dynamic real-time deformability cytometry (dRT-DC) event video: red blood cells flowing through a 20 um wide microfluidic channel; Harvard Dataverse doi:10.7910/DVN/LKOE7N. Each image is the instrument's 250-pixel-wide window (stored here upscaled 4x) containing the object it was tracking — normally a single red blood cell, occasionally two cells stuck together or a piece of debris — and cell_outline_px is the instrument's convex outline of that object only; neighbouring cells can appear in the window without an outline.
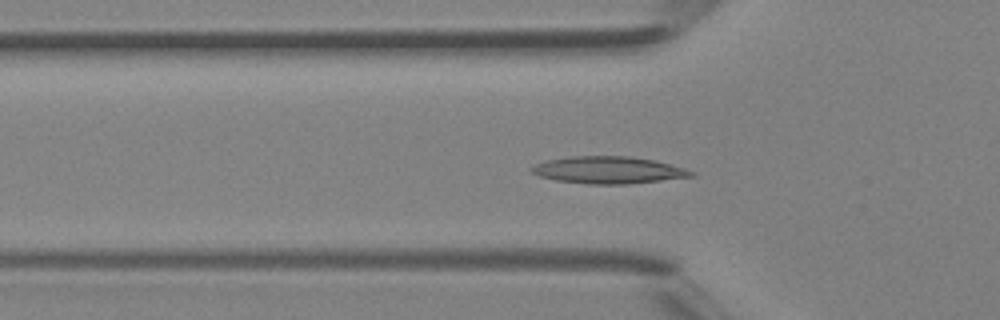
{"species": "Egyptian fruit bat (a non-hibernating species)", "species_latin": "Rousettus aegyptiacus", "temperature_condition": "room temperature", "stored_images_in_passage": 43, "camera_frame_rate_fps": 3000, "um_per_image_px": 0.085, "animal": {"sex": "female"}, "frame": {"image": 1, "passage_image": 13, "time_ms": 4.0, "image_size_px": [1000, 320], "cell_outline_px": [[696, 176], [628, 184], [588, 184], [556, 180], [540, 176], [532, 172], [528, 168], [536, 164], [548, 160], [572, 156], [628, 156], [656, 160], [684, 168], [696, 172]], "centroid_in_image_um": [51.75, 14.45], "position_along_channel_um": 74.1, "area_um2": 25.2}}
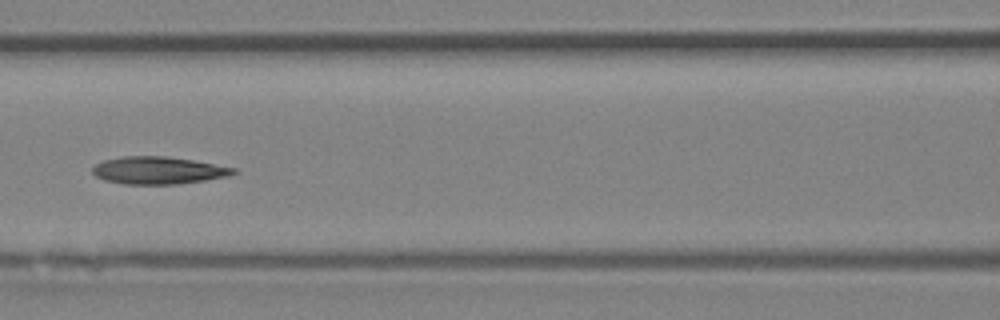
{"frame": {"image": 2, "passage_image": 18, "time_ms": 5.667, "image_size_px": [1000, 320], "cell_outline_px": [[236, 172], [228, 176], [204, 180], [176, 184], [124, 184], [104, 180], [96, 176], [92, 172], [92, 168], [96, 164], [104, 160], [120, 156], [168, 156], [192, 160], [236, 168]], "centroid_in_image_um": [13.42, 14.48], "position_along_channel_um": 153.2, "area_um2": 22.43}}
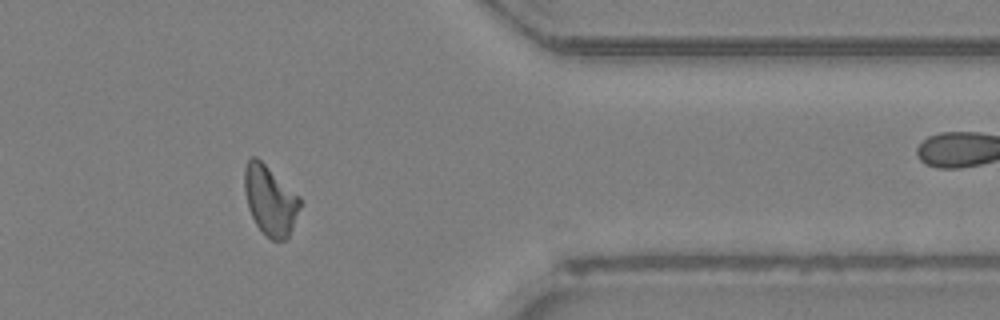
{"frame": {"image": 3, "passage_image": 34, "time_ms": 11.0, "image_size_px": [1000, 320], "cell_outline_px": [[300, 208], [292, 228], [288, 236], [284, 240], [272, 240], [256, 224], [248, 208], [244, 192], [244, 168], [248, 160], [252, 156], [256, 156], [300, 196]], "centroid_in_image_um": [22.95, 17.0], "position_along_channel_um": 388.5, "area_um2": 22.31}}